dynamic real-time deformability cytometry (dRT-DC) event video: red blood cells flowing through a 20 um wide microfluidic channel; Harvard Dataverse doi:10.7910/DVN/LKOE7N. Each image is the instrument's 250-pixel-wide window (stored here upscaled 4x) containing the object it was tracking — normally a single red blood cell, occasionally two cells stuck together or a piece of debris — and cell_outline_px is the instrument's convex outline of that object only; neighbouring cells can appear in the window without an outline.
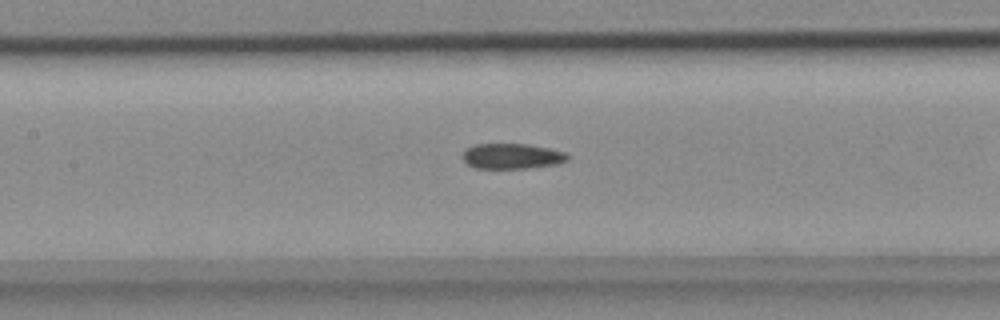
{"species": "common noctule bat (a hibernating species)", "species_latin": "Nyctalus noctula", "temperature_condition": "cold", "stored_images_in_passage": 30, "camera_frame_rate_fps": 3000, "um_per_image_px": 0.085, "animal": {"sex": "female", "body_mass_g": 18.4}, "frame": {"image": 1, "passage_image": 10, "time_ms": 3.0, "image_size_px": [1000, 320], "cell_outline_px": [[568, 160], [556, 164], [528, 168], [476, 168], [468, 164], [460, 156], [468, 148], [476, 144], [528, 144], [548, 148], [564, 152], [568, 156]], "centroid_in_image_um": [43.5, 13.27], "position_along_channel_um": 163.9, "area_um2": 15.37}}
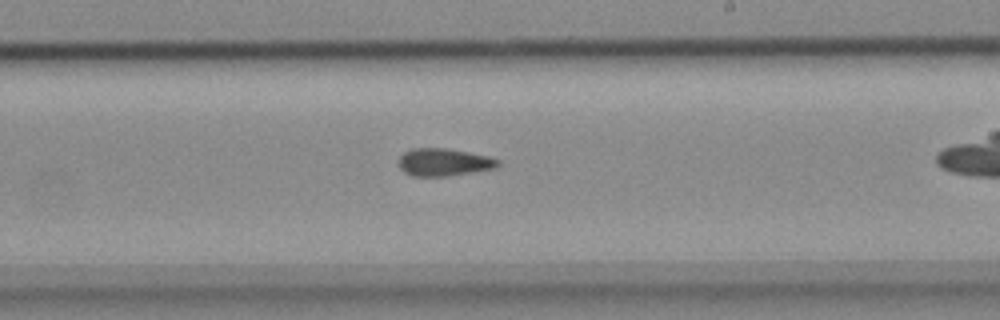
{"frame": {"image": 2, "passage_image": 17, "time_ms": 5.333, "image_size_px": [1000, 320], "cell_outline_px": [[500, 164], [496, 168], [448, 176], [412, 176], [404, 172], [400, 168], [400, 156], [404, 152], [412, 148], [444, 148], [468, 152], [488, 156], [500, 160]], "centroid_in_image_um": [37.74, 13.79], "position_along_channel_um": 251.3, "area_um2": 15.9}}
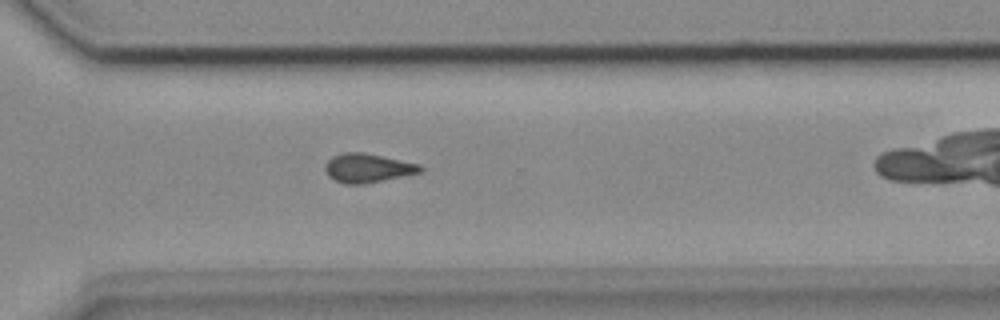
{"frame": {"image": 3, "passage_image": 24, "time_ms": 7.667, "image_size_px": [1000, 320], "cell_outline_px": [[424, 172], [364, 184], [344, 184], [328, 176], [324, 168], [324, 164], [332, 156], [344, 152], [364, 152], [420, 164], [424, 168]], "centroid_in_image_um": [31.27, 14.28], "position_along_channel_um": 339.3, "area_um2": 16.24}}